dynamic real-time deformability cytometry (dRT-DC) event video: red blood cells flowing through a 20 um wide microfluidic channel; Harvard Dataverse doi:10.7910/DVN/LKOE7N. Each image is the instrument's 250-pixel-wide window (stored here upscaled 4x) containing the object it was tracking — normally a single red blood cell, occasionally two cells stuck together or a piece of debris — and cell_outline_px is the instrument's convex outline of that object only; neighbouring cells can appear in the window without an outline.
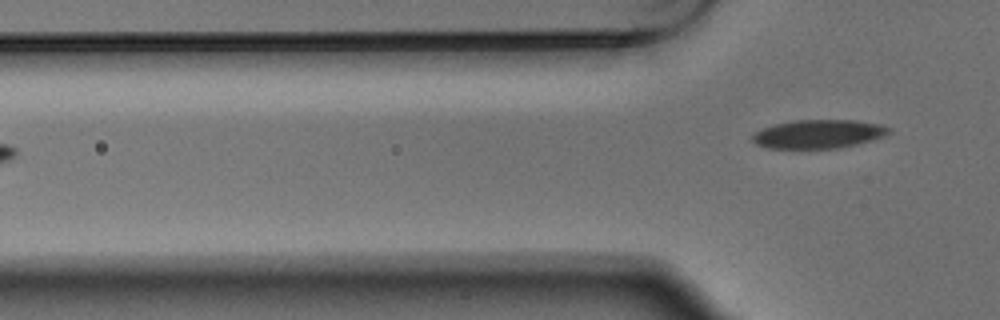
{"species": "Egyptian fruit bat (a non-hibernating species)", "species_latin": "Rousettus aegyptiacus", "temperature_condition": "warm", "stored_images_in_passage": 6, "segment_of_instrument_passage": [2, 2], "camera_frame_rate_fps": 3000, "um_per_image_px": 0.085, "animal": {"sex": "male"}, "frame": {"image": 1, "passage_image": 6, "time_ms": 1.667, "image_size_px": [1000, 320], "cell_outline_px": [[892, 132], [884, 136], [872, 140], [840, 148], [768, 148], [756, 144], [752, 140], [752, 136], [756, 132], [764, 128], [776, 124], [792, 120], [856, 120], [880, 124], [888, 128]], "centroid_in_image_um": [69.59, 11.39], "position_along_channel_um": 56.2, "area_um2": 22.66}}